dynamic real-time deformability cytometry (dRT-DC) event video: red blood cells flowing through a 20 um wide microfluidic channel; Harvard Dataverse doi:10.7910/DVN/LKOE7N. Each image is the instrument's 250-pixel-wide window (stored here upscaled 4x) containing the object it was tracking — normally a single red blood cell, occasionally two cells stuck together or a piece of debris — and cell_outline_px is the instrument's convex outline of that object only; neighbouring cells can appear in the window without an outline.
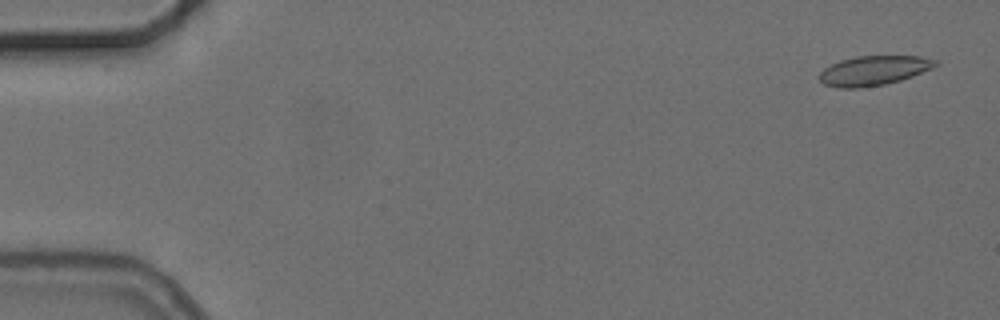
{"species": "common noctule bat (a hibernating species)", "species_latin": "Nyctalus noctula", "temperature_condition": "cold", "stored_images_in_passage": 56, "camera_frame_rate_fps": 3000, "um_per_image_px": 0.085, "animal": {"sex": "female", "body_mass_g": 24.6, "forearm_length_mm": 56.2}, "frame": {"image": 1, "passage_image": 3, "time_ms": 0.667, "image_size_px": [1000, 320], "cell_outline_px": [[940, 64], [932, 68], [912, 76], [900, 80], [884, 84], [860, 88], [840, 88], [824, 84], [816, 76], [824, 68], [840, 60], [856, 56], [920, 56], [936, 60]], "centroid_in_image_um": [74.24, 5.99], "position_along_channel_um": 10.8, "area_um2": 20.0}}
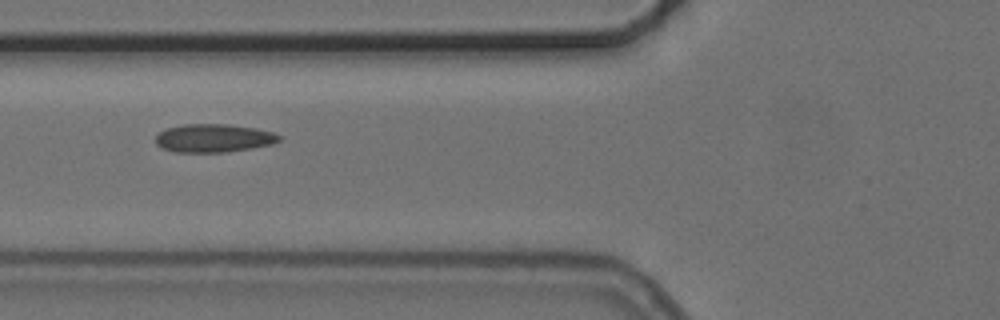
{"frame": {"image": 2, "passage_image": 22, "time_ms": 7.0, "image_size_px": [1000, 320], "cell_outline_px": [[284, 136], [280, 140], [272, 144], [252, 148], [224, 152], [176, 152], [160, 148], [156, 144], [156, 136], [160, 132], [168, 128], [184, 124], [228, 124], [256, 128], [272, 132]], "centroid_in_image_um": [18.18, 11.74], "position_along_channel_um": 107.6, "area_um2": 20.4}}
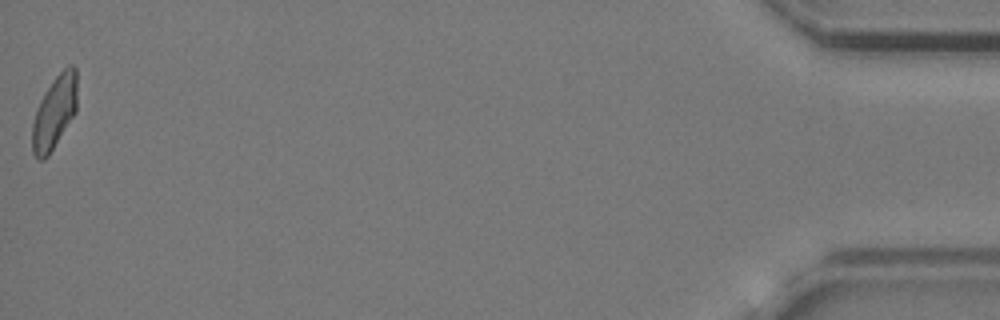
{"frame": {"image": 3, "passage_image": 56, "time_ms": 18.333, "image_size_px": [1000, 320], "cell_outline_px": [[76, 112], [48, 156], [44, 160], [36, 160], [32, 152], [32, 124], [36, 108], [44, 92], [52, 80], [68, 64], [72, 64], [76, 68]], "centroid_in_image_um": [4.61, 9.55], "position_along_channel_um": 430.6, "area_um2": 19.25}, "authors_computed_cell_mechanics": {"area_um2": 19.7098, "velocity_mm_per_s": 3.706, "shape_relaxation_time_tau1_ms": null, "shape_relaxation_time_tau2_ms": 3.6393, "deformation_change_tau1": null, "deformation_change_tau2": 0.0825}}